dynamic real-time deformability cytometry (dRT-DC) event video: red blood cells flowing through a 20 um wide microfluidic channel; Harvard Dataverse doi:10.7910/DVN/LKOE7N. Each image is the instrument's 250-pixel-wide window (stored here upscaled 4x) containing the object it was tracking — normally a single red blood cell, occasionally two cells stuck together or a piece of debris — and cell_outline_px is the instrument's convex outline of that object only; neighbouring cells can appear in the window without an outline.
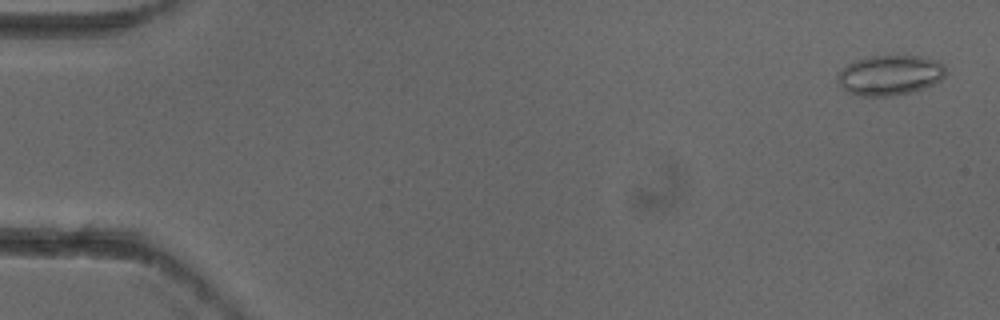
{"species": "common noctule bat (a hibernating species)", "species_latin": "Nyctalus noctula", "temperature_condition": "cold", "stored_images_in_passage": 6, "camera_frame_rate_fps": 3000, "um_per_image_px": 0.085, "animal": {"sex": "female"}, "frame": {"image": 1, "passage_image": 1, "time_ms": 0.0, "image_size_px": [1000, 320], "cell_outline_px": [[948, 72], [940, 80], [924, 88], [912, 92], [888, 96], [860, 96], [848, 92], [836, 80], [836, 72], [840, 68], [856, 60], [872, 56], [920, 56], [936, 60], [944, 64]], "centroid_in_image_um": [75.63, 6.38], "position_along_channel_um": 9.4, "area_um2": 25.43}}